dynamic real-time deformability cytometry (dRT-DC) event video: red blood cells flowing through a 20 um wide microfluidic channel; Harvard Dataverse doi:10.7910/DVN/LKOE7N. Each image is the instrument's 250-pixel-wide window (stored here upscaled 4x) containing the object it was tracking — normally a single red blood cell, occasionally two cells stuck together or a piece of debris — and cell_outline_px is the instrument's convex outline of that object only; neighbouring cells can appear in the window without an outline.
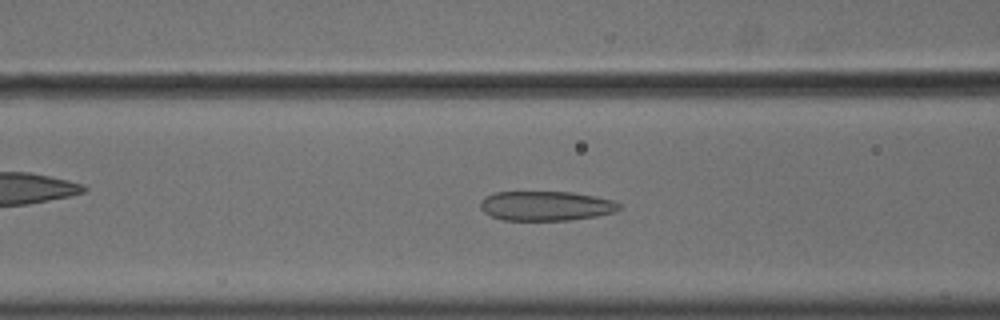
{"species": "common noctule bat (a hibernating species)", "species_latin": "Nyctalus noctula", "temperature_condition": "cold", "stored_images_in_passage": 45, "camera_frame_rate_fps": 3000, "um_per_image_px": 0.085, "animal": {"sex": "male", "body_mass_g": 18.8}, "frame": {"image": 1, "passage_image": 13, "time_ms": 4.0, "image_size_px": [1000, 320], "cell_outline_px": [[620, 208], [616, 212], [596, 216], [568, 220], [504, 220], [492, 216], [484, 212], [480, 208], [480, 200], [484, 196], [496, 192], [572, 192], [616, 200], [620, 204]], "centroid_in_image_um": [46.41, 17.49], "position_along_channel_um": 120.2, "area_um2": 24.04}}
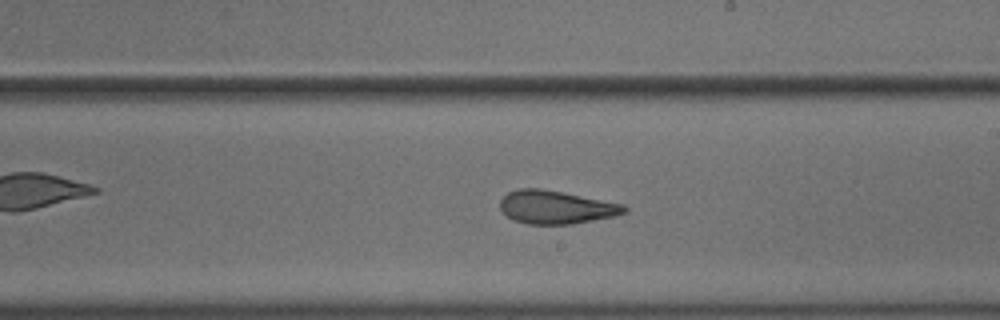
{"frame": {"image": 2, "passage_image": 23, "time_ms": 7.333, "image_size_px": [1000, 320], "cell_outline_px": [[628, 212], [616, 216], [572, 224], [528, 224], [512, 220], [500, 208], [500, 200], [508, 192], [516, 188], [540, 188], [564, 192], [624, 204], [628, 208]], "centroid_in_image_um": [47.28, 17.6], "position_along_channel_um": 241.7, "area_um2": 24.28}}
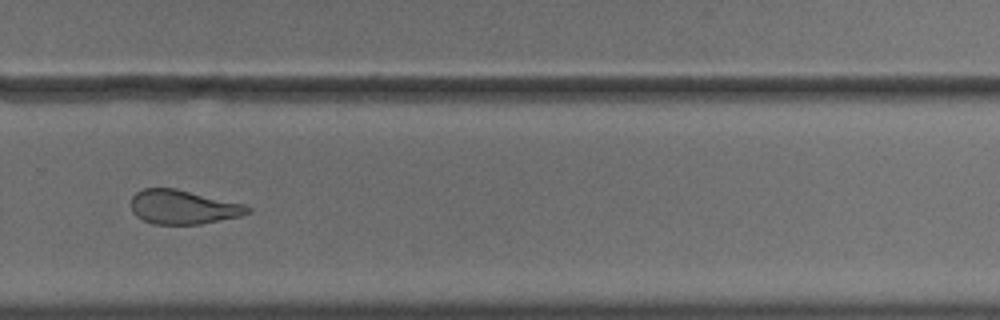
{"frame": {"image": 3, "passage_image": 29, "time_ms": 9.333, "image_size_px": [1000, 320], "cell_outline_px": [[252, 212], [240, 216], [200, 224], [152, 224], [136, 216], [132, 212], [132, 196], [136, 192], [144, 188], [176, 188], [244, 204], [252, 208]], "centroid_in_image_um": [15.57, 17.6], "position_along_channel_um": 314.2, "area_um2": 23.18}, "authors_computed_cell_mechanics": {"area_um2": 25.7788, "velocity_mm_per_s": 3.6451, "shape_relaxation_time_tau1_ms": null, "shape_relaxation_time_tau2_ms": 1.653, "deformation_change_tau1": null, "deformation_change_tau2": 0.0848}}